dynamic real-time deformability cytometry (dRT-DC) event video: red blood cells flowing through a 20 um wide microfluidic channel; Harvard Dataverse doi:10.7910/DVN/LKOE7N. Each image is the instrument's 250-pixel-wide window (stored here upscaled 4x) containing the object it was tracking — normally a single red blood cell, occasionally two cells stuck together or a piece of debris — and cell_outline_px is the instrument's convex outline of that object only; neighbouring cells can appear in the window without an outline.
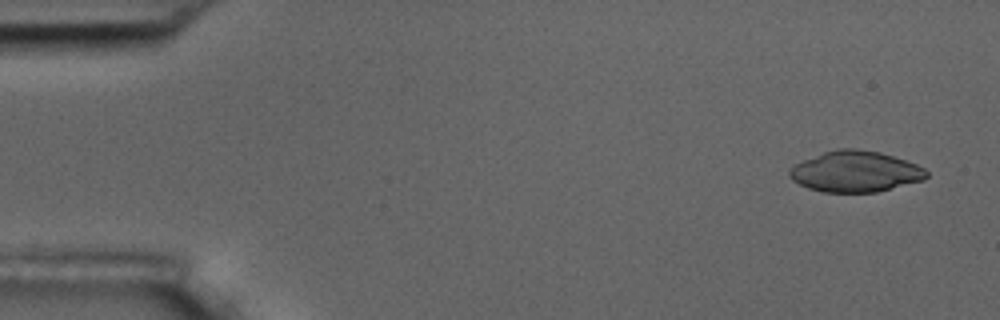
{"species": "common noctule bat (a hibernating species)", "species_latin": "Nyctalus noctula", "temperature_condition": "room temperature", "stored_images_in_passage": 6, "camera_frame_rate_fps": 3000, "um_per_image_px": 0.085, "animal": {"sex": "male", "body_mass_g": 17.5, "forearm_length_mm": 52.3}, "frame": {"image": 1, "passage_image": 1, "time_ms": 0.0, "image_size_px": [1000, 320], "cell_outline_px": [[928, 176], [924, 180], [876, 192], [824, 192], [808, 188], [792, 180], [788, 176], [788, 172], [796, 164], [804, 160], [824, 152], [836, 148], [856, 148], [880, 152], [916, 164], [924, 168], [928, 172]], "centroid_in_image_um": [72.71, 14.58], "position_along_channel_um": 12.3, "area_um2": 32.54}}